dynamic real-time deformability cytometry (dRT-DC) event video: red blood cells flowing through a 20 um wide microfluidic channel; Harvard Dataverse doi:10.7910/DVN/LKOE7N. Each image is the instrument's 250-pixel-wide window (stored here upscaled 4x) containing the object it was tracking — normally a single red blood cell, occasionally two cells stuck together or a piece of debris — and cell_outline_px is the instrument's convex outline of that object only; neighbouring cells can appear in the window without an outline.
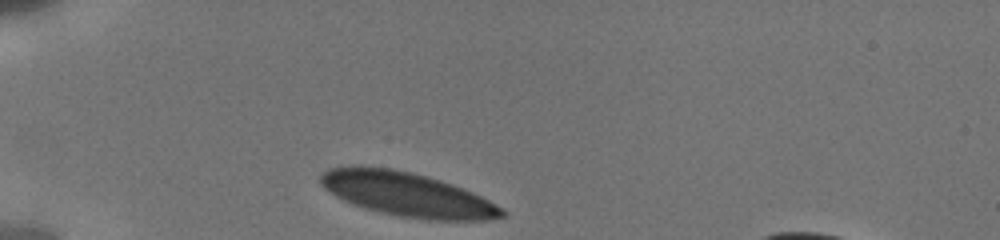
{"species": "human", "species_latin": "Homo sapiens", "temperature_condition": "cold", "stored_images_in_passage": 40, "camera_frame_rate_fps": 3000, "um_per_image_px": 0.085, "donor": {"sex": "male"}, "frame": {"image": 1, "passage_image": 1, "time_ms": 0.0, "image_size_px": [1000, 240], "cell_outline_px": [[508, 212], [504, 216], [492, 220], [428, 220], [400, 216], [380, 212], [364, 208], [352, 204], [336, 196], [324, 188], [320, 184], [320, 176], [328, 168], [360, 164], [392, 168], [440, 180], [452, 184], [472, 192], [504, 208]], "centroid_in_image_um": [34.59, 16.51], "position_along_channel_um": 50.4, "area_um2": 46.82}}
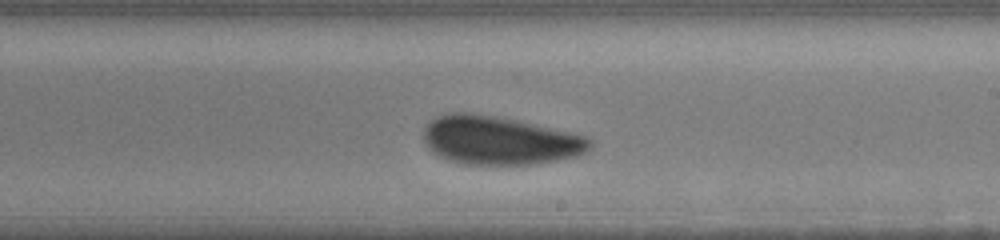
{"frame": {"image": 2, "passage_image": 23, "time_ms": 6.0, "image_size_px": [1000, 240], "cell_outline_px": [[592, 148], [576, 156], [536, 164], [460, 164], [448, 160], [432, 152], [428, 148], [424, 140], [424, 128], [432, 120], [440, 116], [456, 112], [464, 112], [492, 116], [516, 120], [588, 136], [592, 140]], "centroid_in_image_um": [42.48, 11.95], "position_along_channel_um": 246.5, "area_um2": 46.7}}
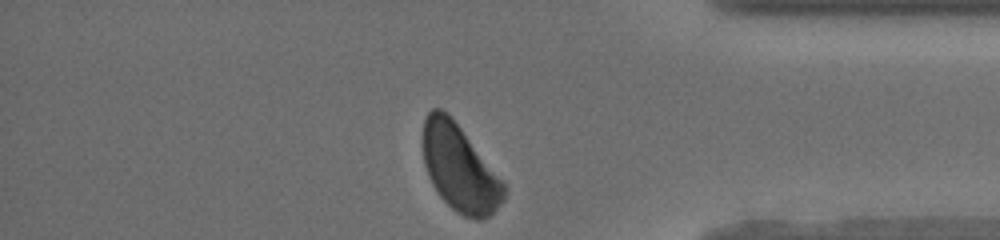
{"frame": {"image": 3, "passage_image": 40, "time_ms": 10.333, "image_size_px": [1000, 240], "cell_outline_px": [[508, 188], [504, 200], [488, 216], [480, 220], [476, 220], [464, 216], [456, 212], [440, 196], [432, 184], [428, 176], [424, 164], [424, 120], [428, 112], [432, 108], [440, 108], [460, 128]], "centroid_in_image_um": [39.07, 14.35], "position_along_channel_um": 396.1, "area_um2": 39.94}, "authors_computed_cell_mechanics": {"area_um2": 46.818, "velocity_mm_per_s": 3.7836, "shape_relaxation_time_tau1_ms": 3.589, "shape_relaxation_time_tau2_ms": null, "deformation_change_tau1": 0.102, "deformation_change_tau2": null}}